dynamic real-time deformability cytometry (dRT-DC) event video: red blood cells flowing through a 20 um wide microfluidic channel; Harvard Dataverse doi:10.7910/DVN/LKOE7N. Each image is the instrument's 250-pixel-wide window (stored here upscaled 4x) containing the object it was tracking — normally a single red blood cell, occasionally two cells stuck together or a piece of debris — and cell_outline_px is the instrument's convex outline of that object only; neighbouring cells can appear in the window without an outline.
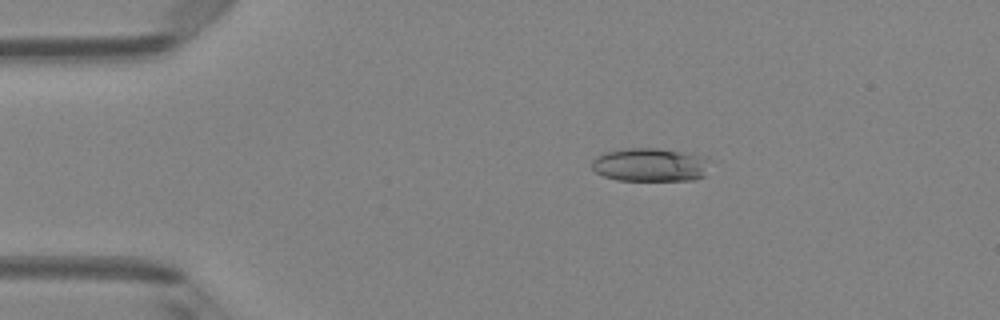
{"species": "Egyptian fruit bat (a non-hibernating species)", "species_latin": "Rousettus aegyptiacus", "temperature_condition": "room temperature", "stored_images_in_passage": 5, "camera_frame_rate_fps": 3000, "um_per_image_px": 0.085, "animal": {"sex": "female"}, "frame": {"image": 1, "passage_image": 2, "time_ms": 0.333, "image_size_px": [1000, 320], "cell_outline_px": [[712, 160], [704, 176], [696, 180], [616, 180], [604, 176], [596, 172], [592, 168], [592, 160], [596, 156], [604, 152], [624, 148], [656, 148], [704, 156]], "centroid_in_image_um": [55.28, 14.01], "position_along_channel_um": 29.7, "area_um2": 23.24}}
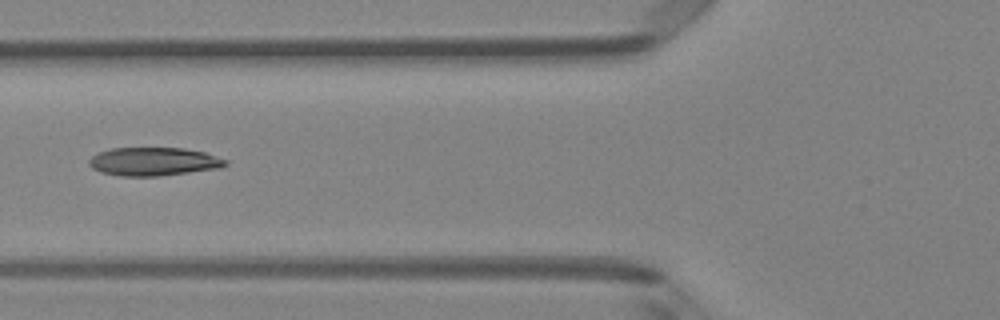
{"frame": {"image": 2, "passage_image": 4, "time_ms": 1.0, "image_size_px": [1000, 320], "cell_outline_px": [[228, 164], [220, 168], [160, 176], [120, 176], [100, 172], [92, 168], [88, 164], [88, 160], [92, 156], [100, 152], [112, 148], [184, 148], [204, 152], [228, 160]], "centroid_in_image_um": [13.06, 13.74], "position_along_channel_um": 112.7, "area_um2": 22.6}}
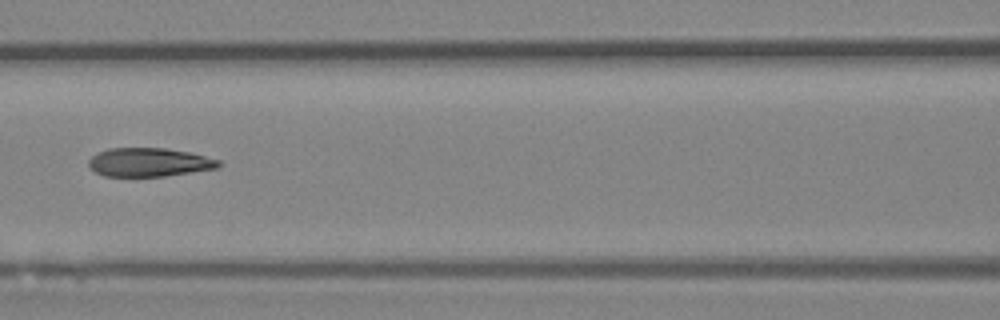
{"frame": {"image": 3, "passage_image": 5, "time_ms": 1.333, "image_size_px": [1000, 320], "cell_outline_px": [[220, 164], [216, 168], [192, 172], [164, 176], [104, 176], [96, 172], [88, 164], [88, 160], [96, 152], [108, 148], [164, 148], [188, 152], [220, 160]], "centroid_in_image_um": [12.63, 13.79], "position_along_channel_um": 154.0, "area_um2": 21.56}}